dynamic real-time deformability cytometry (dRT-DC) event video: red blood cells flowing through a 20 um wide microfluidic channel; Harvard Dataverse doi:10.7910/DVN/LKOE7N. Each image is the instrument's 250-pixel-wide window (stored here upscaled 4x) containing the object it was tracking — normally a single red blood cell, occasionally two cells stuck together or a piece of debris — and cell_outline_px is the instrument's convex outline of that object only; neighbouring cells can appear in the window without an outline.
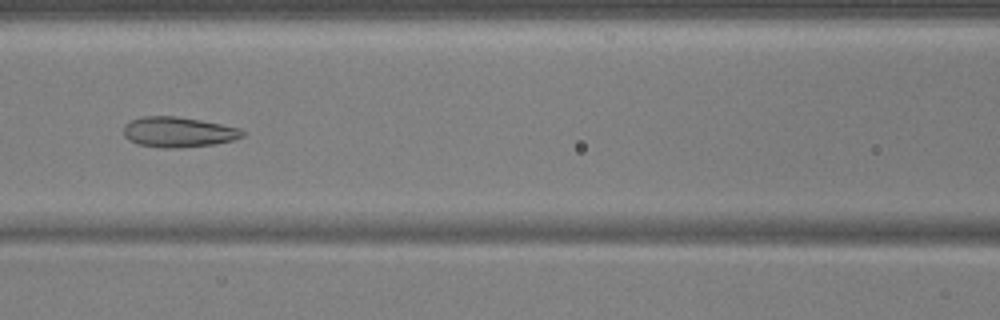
{"species": "common noctule bat (a hibernating species)", "species_latin": "Nyctalus noctula", "temperature_condition": "warm", "stored_images_in_passage": 55, "camera_frame_rate_fps": 3000, "um_per_image_px": 0.085, "animal": {"sex": "male", "body_mass_g": 17.9, "forearm_length_mm": 54.2}, "frame": {"image": 1, "passage_image": 25, "time_ms": 8.0, "image_size_px": [1000, 320], "cell_outline_px": [[244, 136], [232, 140], [216, 144], [180, 148], [164, 148], [136, 144], [128, 140], [124, 136], [124, 124], [140, 116], [176, 116], [200, 120], [240, 128], [244, 132]], "centroid_in_image_um": [15.13, 11.23], "position_along_channel_um": 151.5, "area_um2": 21.1}}
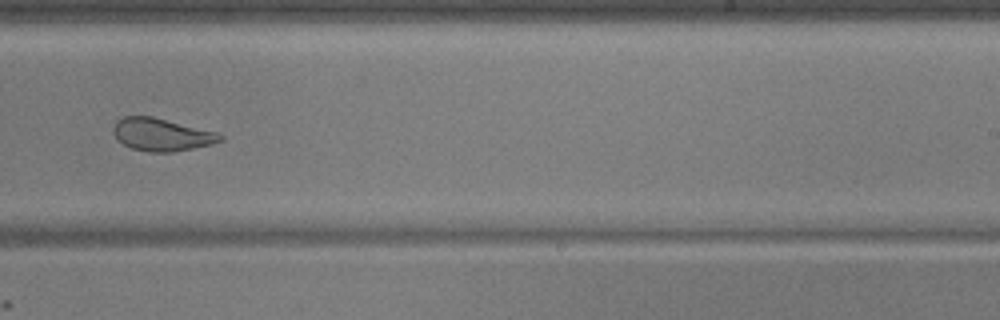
{"frame": {"image": 2, "passage_image": 35, "time_ms": 11.333, "image_size_px": [1000, 320], "cell_outline_px": [[224, 140], [212, 144], [172, 152], [148, 152], [132, 148], [124, 144], [112, 132], [112, 128], [116, 120], [124, 116], [152, 116], [216, 132], [224, 136]], "centroid_in_image_um": [13.73, 11.43], "position_along_channel_um": 275.3, "area_um2": 20.23}}
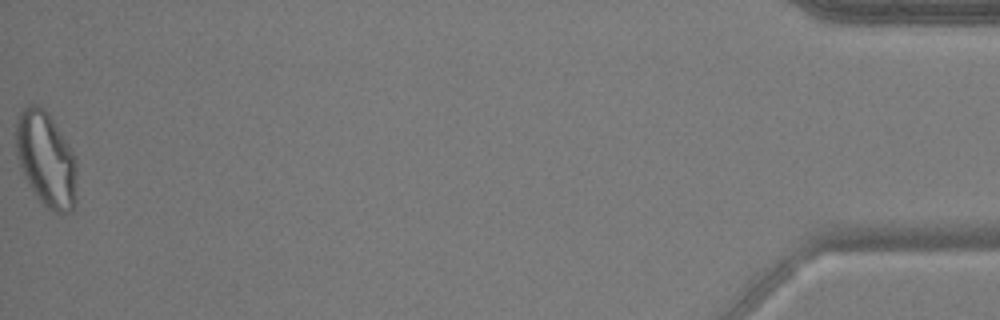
{"frame": {"image": 3, "passage_image": 55, "time_ms": 18.0, "image_size_px": [1000, 320], "cell_outline_px": [[76, 200], [72, 212], [56, 212], [48, 208], [36, 196], [24, 176], [20, 168], [16, 156], [16, 120], [20, 112], [28, 104], [36, 104], [44, 108], [76, 156]], "centroid_in_image_um": [3.91, 13.54], "position_along_channel_um": 431.3, "area_um2": 33.64}, "authors_computed_cell_mechanics": {"area_um2": 25.3742, "velocity_mm_per_s": 3.7298, "shape_relaxation_time_tau1_ms": 6.3839, "shape_relaxation_time_tau2_ms": 1.2282, "deformation_change_tau1": 0.1677, "deformation_change_tau2": 0.0785}}